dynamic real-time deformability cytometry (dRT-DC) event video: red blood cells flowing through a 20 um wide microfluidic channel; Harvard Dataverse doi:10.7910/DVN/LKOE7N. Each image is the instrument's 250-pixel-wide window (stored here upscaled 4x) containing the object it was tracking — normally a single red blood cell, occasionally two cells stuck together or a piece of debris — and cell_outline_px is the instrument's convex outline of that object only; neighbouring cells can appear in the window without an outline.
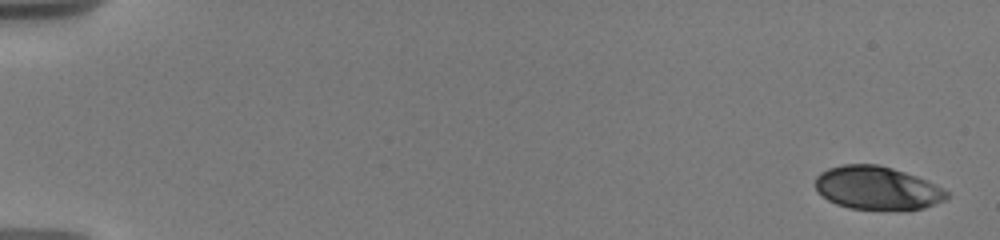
{"species": "human", "species_latin": "Homo sapiens", "temperature_condition": "warm", "stored_images_in_passage": 25, "camera_frame_rate_fps": 3000, "um_per_image_px": 0.085, "donor": {"sex": "male"}, "frame": {"image": 1, "passage_image": 1, "time_ms": 0.0, "image_size_px": [1000, 240], "cell_outline_px": [[948, 196], [944, 200], [924, 208], [908, 212], [848, 208], [836, 204], [828, 200], [816, 192], [816, 176], [820, 172], [828, 168], [844, 164], [880, 164], [916, 176], [936, 184], [948, 192]], "centroid_in_image_um": [74.56, 16.01], "position_along_channel_um": 10.4, "area_um2": 33.81}}
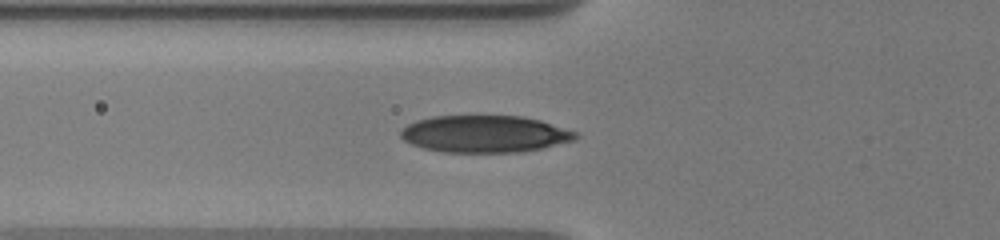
{"frame": {"image": 2, "passage_image": 15, "time_ms": 6.667, "image_size_px": [1000, 240], "cell_outline_px": [[580, 136], [576, 140], [540, 148], [520, 152], [444, 152], [424, 148], [412, 144], [404, 140], [400, 136], [400, 132], [408, 124], [416, 120], [432, 116], [520, 116], [540, 120], [576, 132]], "centroid_in_image_um": [41.2, 11.38], "position_along_channel_um": 84.6, "area_um2": 37.57}}
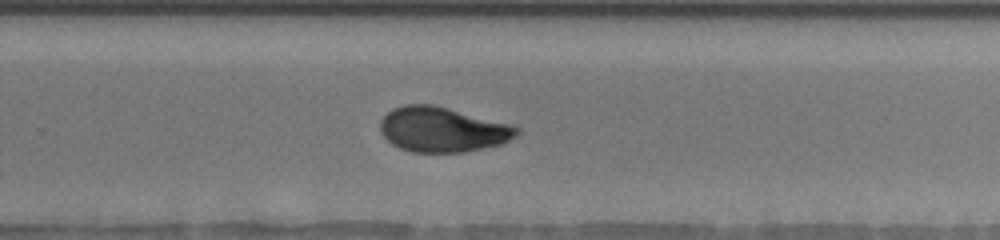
{"frame": {"image": 3, "passage_image": 25, "time_ms": 12.333, "image_size_px": [1000, 240], "cell_outline_px": [[520, 132], [516, 136], [504, 144], [464, 152], [412, 152], [400, 148], [392, 144], [380, 132], [380, 120], [392, 108], [404, 104], [432, 104], [516, 124], [520, 128]], "centroid_in_image_um": [37.67, 11.0], "position_along_channel_um": 292.1, "area_um2": 36.36}}